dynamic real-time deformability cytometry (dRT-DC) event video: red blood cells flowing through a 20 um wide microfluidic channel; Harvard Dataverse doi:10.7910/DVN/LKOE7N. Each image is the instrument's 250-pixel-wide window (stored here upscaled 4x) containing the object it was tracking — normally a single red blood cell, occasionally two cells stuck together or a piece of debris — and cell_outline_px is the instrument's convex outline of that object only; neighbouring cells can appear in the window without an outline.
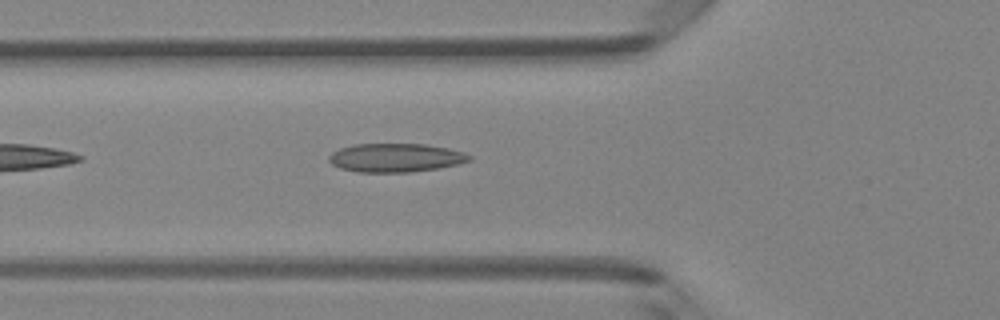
{"species": "Egyptian fruit bat (a non-hibernating species)", "species_latin": "Rousettus aegyptiacus", "temperature_condition": "room temperature", "stored_images_in_passage": 21, "camera_frame_rate_fps": 3000, "um_per_image_px": 0.085, "animal": {"sex": "female"}, "frame": {"image": 1, "passage_image": 6, "time_ms": 1.667, "image_size_px": [1000, 320], "cell_outline_px": [[472, 160], [440, 168], [412, 172], [356, 172], [340, 168], [332, 164], [328, 160], [328, 156], [332, 152], [340, 148], [356, 144], [428, 144], [448, 148], [464, 152], [472, 156]], "centroid_in_image_um": [33.64, 13.41], "position_along_channel_um": 92.2, "area_um2": 23.58}}
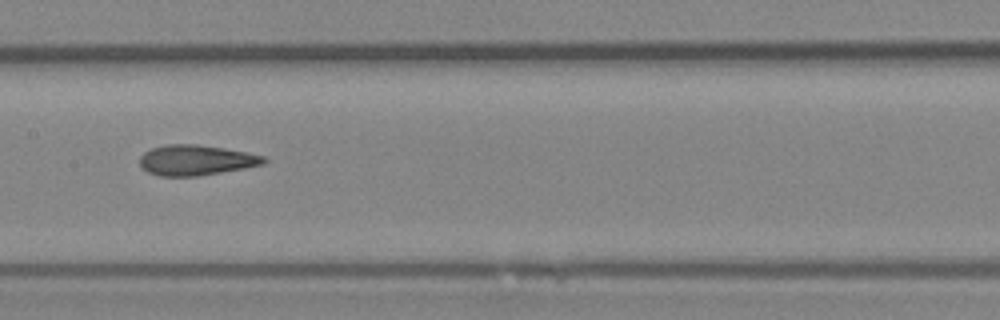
{"frame": {"image": 2, "passage_image": 13, "time_ms": 4.0, "image_size_px": [1000, 320], "cell_outline_px": [[268, 160], [264, 164], [244, 168], [196, 176], [160, 176], [148, 172], [140, 168], [140, 156], [144, 152], [152, 148], [168, 144], [196, 144], [224, 148], [248, 152], [264, 156]], "centroid_in_image_um": [16.65, 13.61], "position_along_channel_um": 190.7, "area_um2": 21.96}}
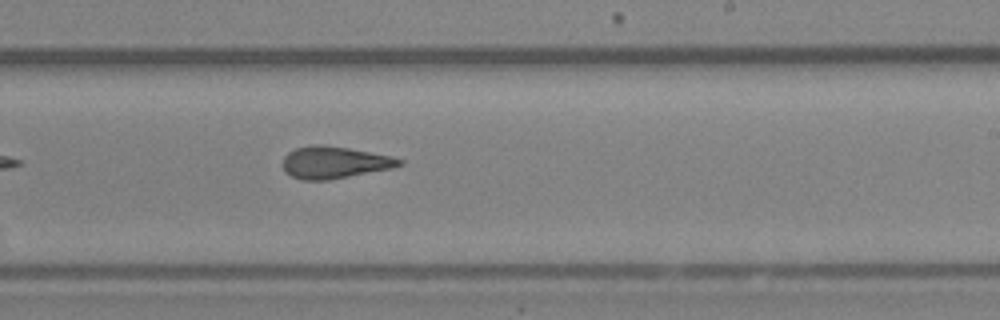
{"frame": {"image": 3, "passage_image": 18, "time_ms": 5.667, "image_size_px": [1000, 320], "cell_outline_px": [[404, 164], [392, 168], [328, 180], [300, 180], [284, 172], [284, 156], [288, 152], [296, 148], [312, 144], [324, 144], [348, 148], [392, 156], [404, 160]], "centroid_in_image_um": [28.42, 13.8], "position_along_channel_um": 260.6, "area_um2": 21.79}}